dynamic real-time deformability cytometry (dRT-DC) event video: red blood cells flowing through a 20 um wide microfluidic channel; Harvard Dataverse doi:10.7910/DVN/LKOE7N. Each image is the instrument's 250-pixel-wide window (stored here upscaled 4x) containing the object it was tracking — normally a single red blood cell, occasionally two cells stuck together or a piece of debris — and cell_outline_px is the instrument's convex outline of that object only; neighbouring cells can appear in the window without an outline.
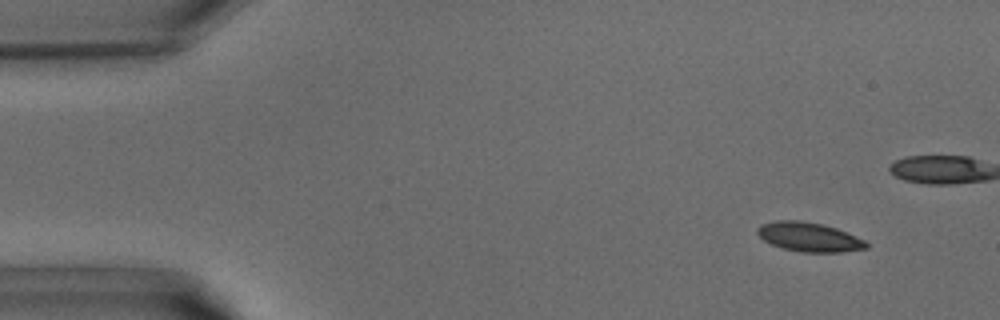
{"species": "common noctule bat (a hibernating species)", "species_latin": "Nyctalus noctula", "temperature_condition": "warm", "stored_images_in_passage": 40, "camera_frame_rate_fps": 3000, "um_per_image_px": 0.085, "animal": {"sex": "male", "body_mass_g": 15.6}, "frame": {"image": 1, "passage_image": 3, "time_ms": 0.667, "image_size_px": [1000, 320], "cell_outline_px": [[868, 248], [840, 252], [800, 252], [784, 248], [772, 244], [764, 240], [756, 232], [756, 228], [760, 224], [776, 220], [800, 220], [824, 224], [836, 228], [864, 240], [868, 244]], "centroid_in_image_um": [68.74, 20.13], "position_along_channel_um": 16.3, "area_um2": 18.5}}
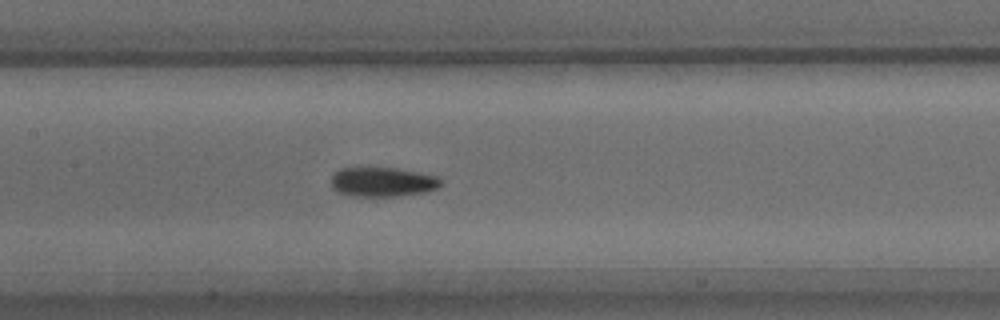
{"frame": {"image": 2, "passage_image": 18, "time_ms": 5.667, "image_size_px": [1000, 320], "cell_outline_px": [[444, 180], [436, 188], [424, 192], [392, 196], [352, 196], [340, 192], [332, 188], [332, 176], [340, 168], [396, 168], [420, 172], [436, 176]], "centroid_in_image_um": [32.53, 15.46], "position_along_channel_um": 174.9, "area_um2": 18.61}}
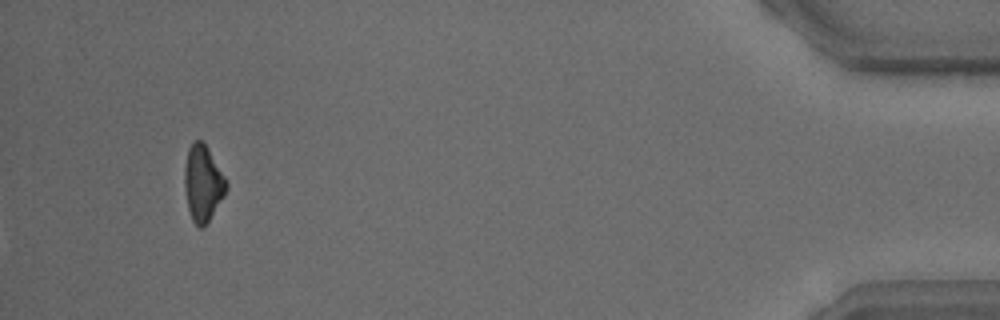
{"frame": {"image": 3, "passage_image": 40, "time_ms": 13.0, "image_size_px": [1000, 320], "cell_outline_px": [[228, 188], [224, 196], [204, 228], [200, 228], [192, 220], [188, 208], [184, 188], [184, 168], [188, 148], [192, 140], [200, 140], [208, 148], [228, 180]], "centroid_in_image_um": [17.25, 15.57], "position_along_channel_um": 417.9, "area_um2": 18.79}}